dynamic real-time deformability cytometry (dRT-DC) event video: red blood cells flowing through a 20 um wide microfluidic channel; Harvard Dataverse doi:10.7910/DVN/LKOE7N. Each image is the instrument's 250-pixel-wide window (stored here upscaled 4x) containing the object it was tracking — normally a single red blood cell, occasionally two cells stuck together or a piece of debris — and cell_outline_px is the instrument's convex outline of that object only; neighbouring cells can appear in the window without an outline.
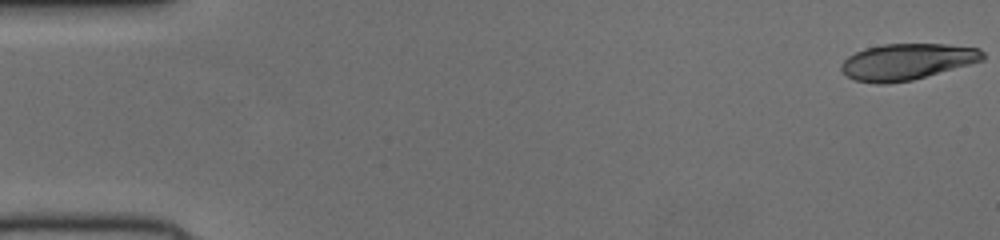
{"species": "human", "species_latin": "Homo sapiens", "temperature_condition": "cold", "stored_images_in_passage": 52, "camera_frame_rate_fps": 3000, "um_per_image_px": 0.085, "donor": {"sex": "female"}, "frame": {"image": 1, "passage_image": 1, "time_ms": 0.0, "image_size_px": [1000, 240], "cell_outline_px": [[984, 60], [912, 80], [888, 84], [876, 84], [856, 80], [848, 76], [840, 68], [840, 64], [848, 56], [864, 48], [884, 44], [944, 44], [980, 48], [984, 52]], "centroid_in_image_um": [77.09, 5.24], "position_along_channel_um": 7.9, "area_um2": 29.82}}
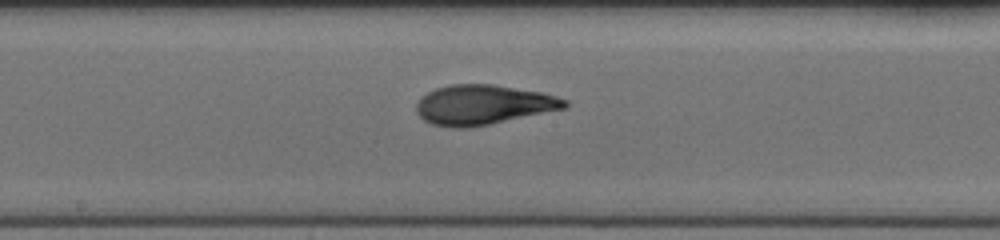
{"frame": {"image": 2, "passage_image": 28, "time_ms": 9.0, "image_size_px": [1000, 240], "cell_outline_px": [[568, 104], [564, 108], [488, 124], [468, 128], [452, 128], [432, 124], [424, 120], [416, 112], [416, 104], [428, 92], [436, 88], [448, 84], [492, 84], [544, 92], [568, 100]], "centroid_in_image_um": [41.05, 8.89], "position_along_channel_um": 207.1, "area_um2": 34.16}}
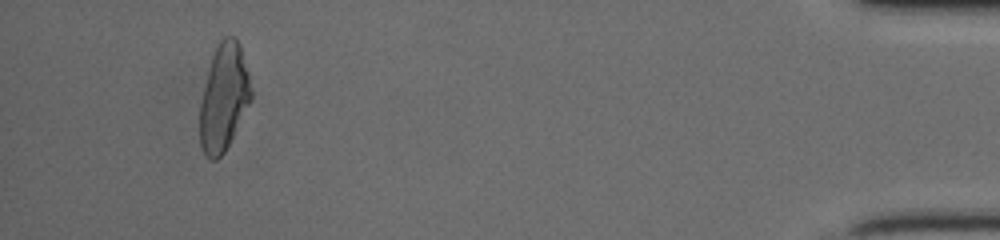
{"frame": {"image": 3, "passage_image": 49, "time_ms": 16.0, "image_size_px": [1000, 240], "cell_outline_px": [[252, 100], [224, 152], [216, 160], [212, 160], [204, 152], [200, 144], [200, 104], [212, 56], [216, 44], [224, 36], [236, 36], [240, 44], [252, 92]], "centroid_in_image_um": [19.03, 8.26], "position_along_channel_um": 416.2, "area_um2": 31.56}}